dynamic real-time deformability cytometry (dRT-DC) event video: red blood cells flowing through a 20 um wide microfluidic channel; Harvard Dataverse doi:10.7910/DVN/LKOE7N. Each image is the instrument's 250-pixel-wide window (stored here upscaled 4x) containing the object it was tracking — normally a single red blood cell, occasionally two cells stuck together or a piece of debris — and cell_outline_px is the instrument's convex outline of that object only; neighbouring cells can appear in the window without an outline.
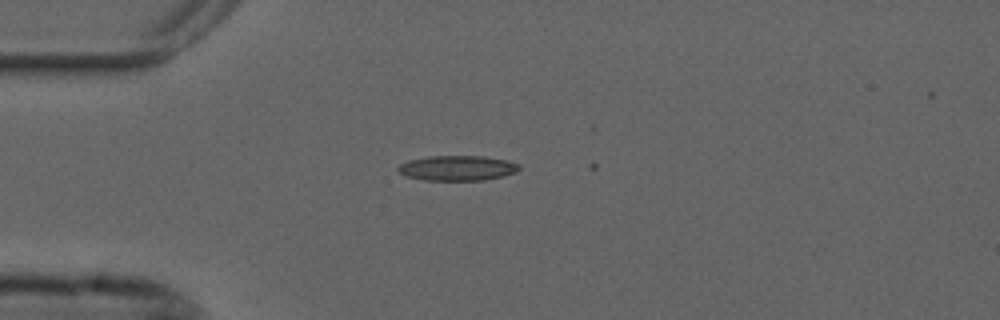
{"species": "common noctule bat (a hibernating species)", "species_latin": "Nyctalus noctula", "temperature_condition": "cold", "stored_images_in_passage": 3, "camera_frame_rate_fps": 3000, "um_per_image_px": 0.085, "animal": {"sex": "male", "forearm_length_mm": 52.5}, "frame": {"image": 1, "passage_image": 1, "time_ms": 0.0, "image_size_px": [1000, 320], "cell_outline_px": [[520, 168], [516, 172], [504, 176], [484, 180], [424, 180], [408, 176], [400, 172], [396, 168], [400, 164], [408, 160], [428, 156], [484, 156], [504, 160], [520, 164]], "centroid_in_image_um": [38.88, 14.28], "position_along_channel_um": 46.1, "area_um2": 17.63}}